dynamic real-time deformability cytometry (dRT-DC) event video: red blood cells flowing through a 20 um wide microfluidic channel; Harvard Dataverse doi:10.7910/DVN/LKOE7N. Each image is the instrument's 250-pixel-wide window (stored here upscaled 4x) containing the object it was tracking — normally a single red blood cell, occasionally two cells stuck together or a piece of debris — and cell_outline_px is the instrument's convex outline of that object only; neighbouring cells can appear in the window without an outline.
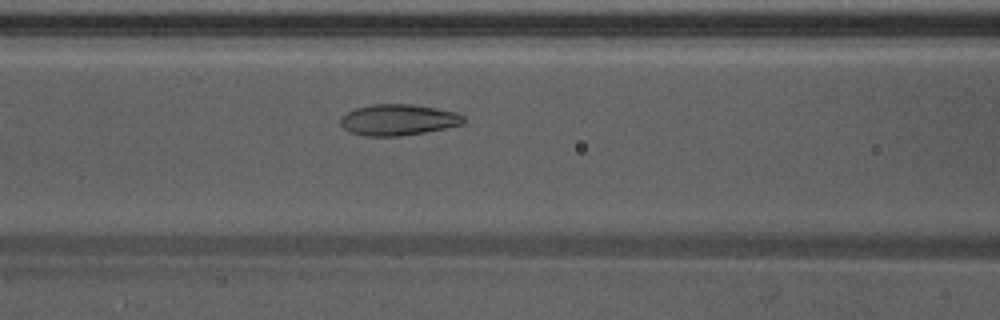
{"species": "Egyptian fruit bat (a non-hibernating species)", "species_latin": "Rousettus aegyptiacus", "temperature_condition": "warm", "stored_images_in_passage": 35, "camera_frame_rate_fps": 3000, "um_per_image_px": 0.085, "animal": {"sex": "male"}, "frame": {"image": 1, "passage_image": 11, "time_ms": 3.333, "image_size_px": [1000, 320], "cell_outline_px": [[464, 124], [424, 132], [400, 136], [364, 136], [348, 132], [340, 124], [340, 120], [348, 112], [356, 108], [372, 104], [412, 104], [436, 108], [456, 112], [464, 116]], "centroid_in_image_um": [33.84, 10.19], "position_along_channel_um": 132.8, "area_um2": 22.25}}
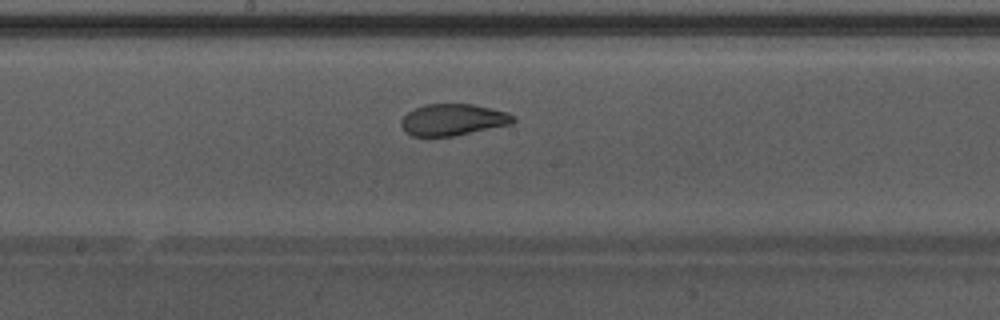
{"frame": {"image": 2, "passage_image": 17, "time_ms": 5.333, "image_size_px": [1000, 320], "cell_outline_px": [[516, 120], [512, 124], [452, 136], [412, 136], [404, 132], [400, 124], [400, 120], [408, 112], [424, 104], [472, 104], [508, 112], [516, 116]], "centroid_in_image_um": [38.5, 10.17], "position_along_channel_um": 209.7, "area_um2": 20.69}}
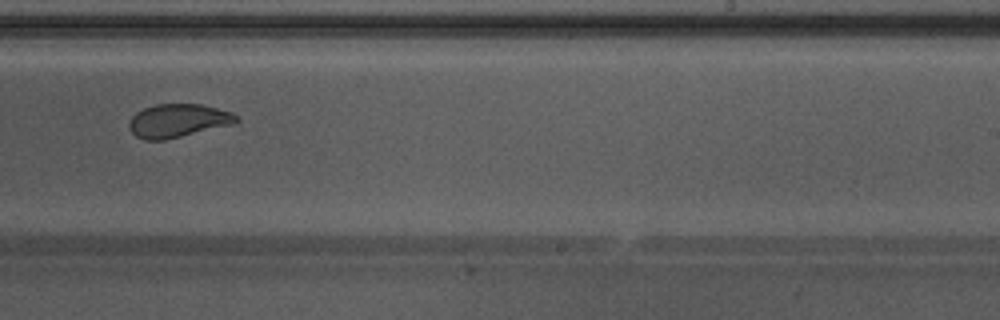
{"frame": {"image": 3, "passage_image": 22, "time_ms": 7.0, "image_size_px": [1000, 320], "cell_outline_px": [[240, 120], [232, 124], [164, 140], [144, 140], [136, 136], [128, 128], [128, 124], [132, 116], [136, 112], [144, 108], [156, 104], [200, 104], [232, 112]], "centroid_in_image_um": [15.09, 10.25], "position_along_channel_um": 273.9, "area_um2": 20.69}, "authors_computed_cell_mechanics": {"area_um2": 22.253, "velocity_mm_per_s": 3.8591, "shape_relaxation_time_tau1_ms": null, "shape_relaxation_time_tau2_ms": 1.0049, "deformation_change_tau1": null, "deformation_change_tau2": 0.0536}}